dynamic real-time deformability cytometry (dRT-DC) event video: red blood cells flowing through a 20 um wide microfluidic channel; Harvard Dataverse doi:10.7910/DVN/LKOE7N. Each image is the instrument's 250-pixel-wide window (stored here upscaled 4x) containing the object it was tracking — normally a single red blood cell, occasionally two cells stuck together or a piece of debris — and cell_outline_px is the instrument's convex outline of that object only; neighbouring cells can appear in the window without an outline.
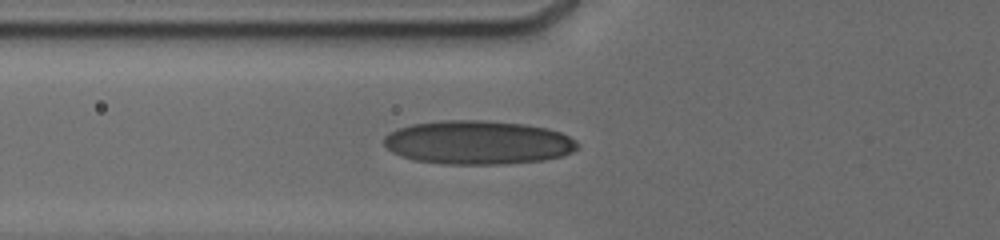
{"species": "human", "species_latin": "Homo sapiens", "temperature_condition": "cold", "stored_images_in_passage": 4, "camera_frame_rate_fps": 3000, "um_per_image_px": 0.085, "donor": {"sex": "male"}, "frame": {"image": 1, "passage_image": 4, "time_ms": 2.333, "image_size_px": [1000, 240], "cell_outline_px": [[576, 148], [572, 152], [560, 156], [544, 160], [504, 164], [444, 164], [416, 160], [400, 156], [392, 152], [384, 144], [384, 136], [400, 128], [412, 124], [444, 120], [480, 120], [524, 124], [548, 128], [560, 132], [576, 140]], "centroid_in_image_um": [40.62, 12.11], "position_along_channel_um": 85.2, "area_um2": 49.13}}